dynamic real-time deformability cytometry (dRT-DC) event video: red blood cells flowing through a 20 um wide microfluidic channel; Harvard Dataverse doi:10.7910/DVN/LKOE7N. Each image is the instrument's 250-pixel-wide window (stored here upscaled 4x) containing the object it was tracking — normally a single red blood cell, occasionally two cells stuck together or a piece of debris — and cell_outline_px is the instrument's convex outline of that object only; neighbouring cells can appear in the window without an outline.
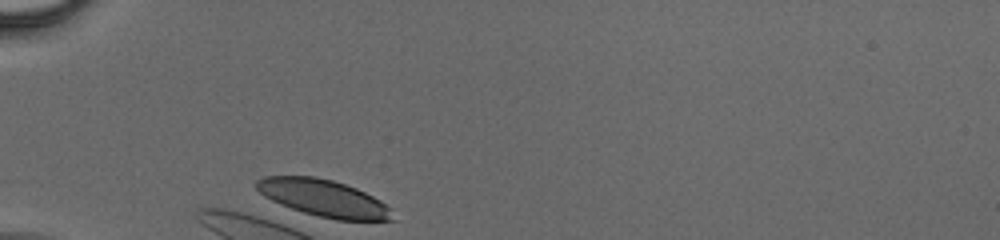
{"species": "human", "species_latin": "Homo sapiens", "temperature_condition": "cold", "stored_images_in_passage": 1, "camera_frame_rate_fps": 3000, "um_per_image_px": 0.085, "donor": {"sex": "male"}, "frame": {"image": 1, "passage_image": 1, "time_ms": 0.0, "image_size_px": [1000, 240], "cell_outline_px": [[396, 220], [336, 220], [304, 212], [280, 204], [264, 196], [256, 188], [256, 180], [264, 176], [316, 176], [332, 180], [356, 188], [380, 200], [392, 208]], "centroid_in_image_um": [27.54, 16.84], "position_along_channel_um": 57.5, "area_um2": 29.19}}